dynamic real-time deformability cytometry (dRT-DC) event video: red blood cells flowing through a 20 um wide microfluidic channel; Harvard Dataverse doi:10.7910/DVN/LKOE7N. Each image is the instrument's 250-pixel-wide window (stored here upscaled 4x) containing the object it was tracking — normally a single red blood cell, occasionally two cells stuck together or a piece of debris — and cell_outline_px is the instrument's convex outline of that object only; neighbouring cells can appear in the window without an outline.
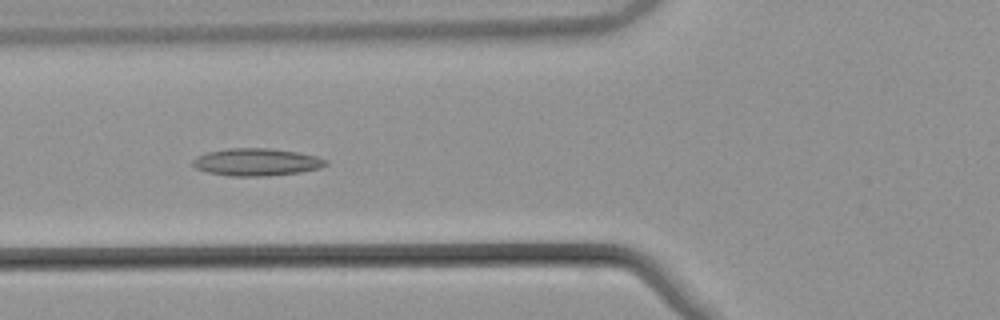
{"species": "common noctule bat (a hibernating species)", "species_latin": "Nyctalus noctula", "temperature_condition": "warm", "stored_images_in_passage": 56, "camera_frame_rate_fps": 3000, "um_per_image_px": 0.085, "animal": {"sex": "male", "body_mass_g": 21.5, "forearm_length_mm": 52.0}, "frame": {"image": 1, "passage_image": 22, "time_ms": 7.0, "image_size_px": [1000, 320], "cell_outline_px": [[328, 164], [320, 168], [300, 172], [268, 176], [228, 176], [208, 172], [196, 168], [192, 164], [192, 160], [208, 152], [228, 148], [268, 148], [296, 152], [316, 156], [328, 160]], "centroid_in_image_um": [21.83, 13.78], "position_along_channel_um": 104.0, "area_um2": 21.15}}
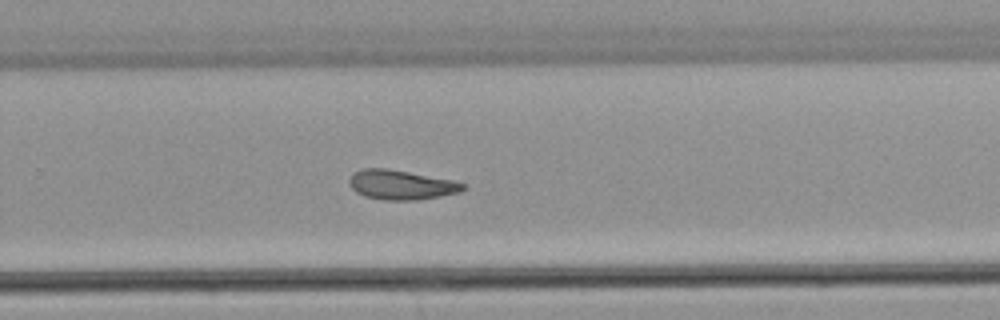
{"frame": {"image": 2, "passage_image": 37, "time_ms": 12.0, "image_size_px": [1000, 320], "cell_outline_px": [[468, 188], [460, 192], [420, 200], [384, 200], [364, 196], [356, 192], [352, 188], [348, 180], [356, 172], [364, 168], [384, 168], [408, 172], [452, 180], [468, 184]], "centroid_in_image_um": [34.15, 15.72], "position_along_channel_um": 295.7, "area_um2": 19.54}}
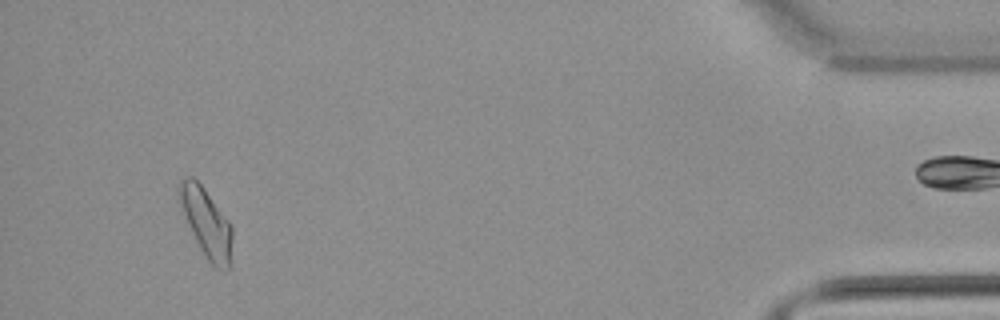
{"frame": {"image": 3, "passage_image": 52, "time_ms": 17.0, "image_size_px": [1000, 320], "cell_outline_px": [[232, 268], [228, 272], [220, 272], [208, 260], [200, 248], [188, 224], [176, 192], [176, 188], [180, 180], [188, 176], [192, 176], [204, 188], [228, 220], [232, 228]], "centroid_in_image_um": [17.57, 18.99], "position_along_channel_um": 417.6, "area_um2": 21.44}}